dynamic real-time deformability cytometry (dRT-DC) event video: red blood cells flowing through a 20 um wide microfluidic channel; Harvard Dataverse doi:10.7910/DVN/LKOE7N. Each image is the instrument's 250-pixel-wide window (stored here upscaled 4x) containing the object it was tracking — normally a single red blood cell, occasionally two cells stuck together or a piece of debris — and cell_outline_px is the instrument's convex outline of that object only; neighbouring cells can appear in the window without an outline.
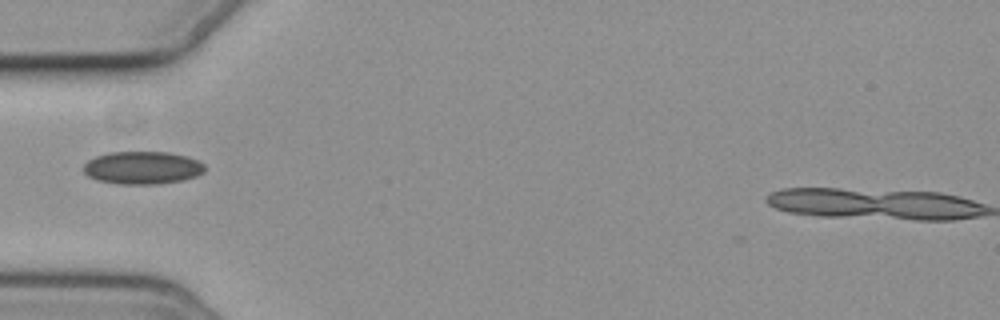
{"species": "common noctule bat (a hibernating species)", "species_latin": "Nyctalus noctula", "temperature_condition": "cold", "stored_images_in_passage": 1, "camera_frame_rate_fps": 3000, "um_per_image_px": 0.085, "animal": {"sex": "female", "body_mass_g": 19.3, "forearm_length_mm": 54.1}, "frame": {"image": 1, "passage_image": 1, "time_ms": 0.0, "image_size_px": [1000, 320], "cell_outline_px": [[204, 172], [196, 176], [184, 180], [160, 184], [120, 184], [96, 180], [88, 176], [84, 172], [84, 164], [88, 160], [96, 156], [108, 152], [168, 152], [188, 156], [204, 164]], "centroid_in_image_um": [12.11, 14.26], "position_along_channel_um": 72.9, "area_um2": 23.29}}